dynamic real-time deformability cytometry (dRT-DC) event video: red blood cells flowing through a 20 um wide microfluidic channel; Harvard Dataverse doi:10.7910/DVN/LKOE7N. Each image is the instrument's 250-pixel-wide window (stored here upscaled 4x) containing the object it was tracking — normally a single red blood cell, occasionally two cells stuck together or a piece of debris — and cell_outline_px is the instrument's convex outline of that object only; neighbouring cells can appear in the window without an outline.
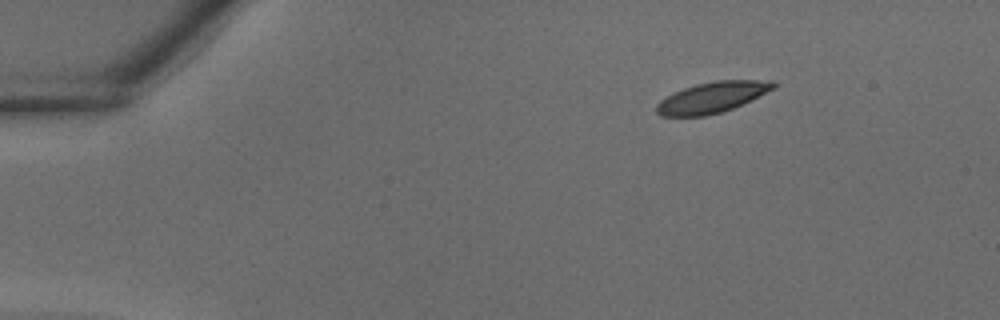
{"species": "common noctule bat (a hibernating species)", "species_latin": "Nyctalus noctula", "temperature_condition": "warm", "stored_images_in_passage": 34, "camera_frame_rate_fps": 3000, "um_per_image_px": 0.085, "animal": {"sex": "male", "body_mass_g": 18.8}, "frame": {"image": 1, "passage_image": 1, "time_ms": 0.0, "image_size_px": [1000, 320], "cell_outline_px": [[776, 88], [732, 108], [720, 112], [704, 116], [660, 116], [656, 112], [656, 104], [660, 100], [684, 88], [696, 84], [716, 80], [776, 80]], "centroid_in_image_um": [60.55, 8.26], "position_along_channel_um": 24.5, "area_um2": 20.81}}
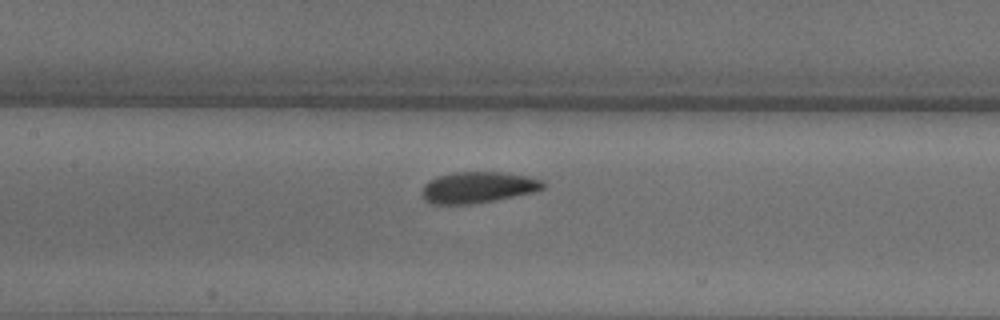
{"frame": {"image": 2, "passage_image": 14, "time_ms": 4.333, "image_size_px": [1000, 320], "cell_outline_px": [[544, 188], [532, 192], [472, 204], [428, 204], [424, 200], [424, 184], [428, 180], [440, 176], [456, 172], [500, 172], [528, 176], [544, 180]], "centroid_in_image_um": [40.62, 15.92], "position_along_channel_um": 166.8, "area_um2": 21.73}}
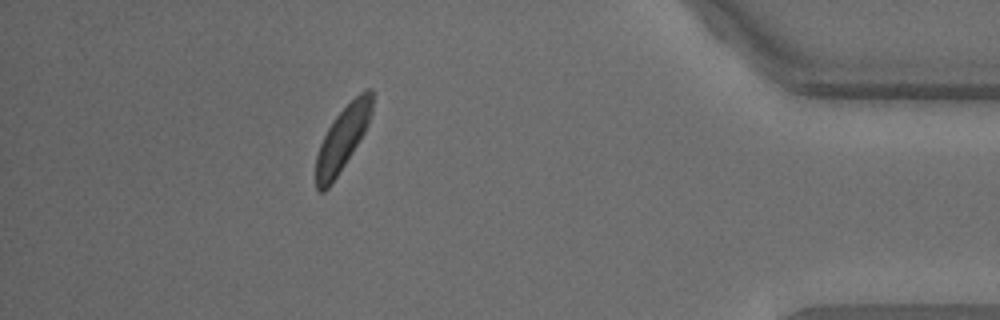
{"frame": {"image": 3, "passage_image": 30, "time_ms": 9.667, "image_size_px": [1000, 320], "cell_outline_px": [[372, 112], [368, 124], [364, 132], [352, 152], [332, 184], [324, 192], [320, 192], [316, 188], [316, 156], [320, 144], [332, 120], [364, 88], [372, 88]], "centroid_in_image_um": [29.11, 11.78], "position_along_channel_um": 406.1, "area_um2": 20.69}}